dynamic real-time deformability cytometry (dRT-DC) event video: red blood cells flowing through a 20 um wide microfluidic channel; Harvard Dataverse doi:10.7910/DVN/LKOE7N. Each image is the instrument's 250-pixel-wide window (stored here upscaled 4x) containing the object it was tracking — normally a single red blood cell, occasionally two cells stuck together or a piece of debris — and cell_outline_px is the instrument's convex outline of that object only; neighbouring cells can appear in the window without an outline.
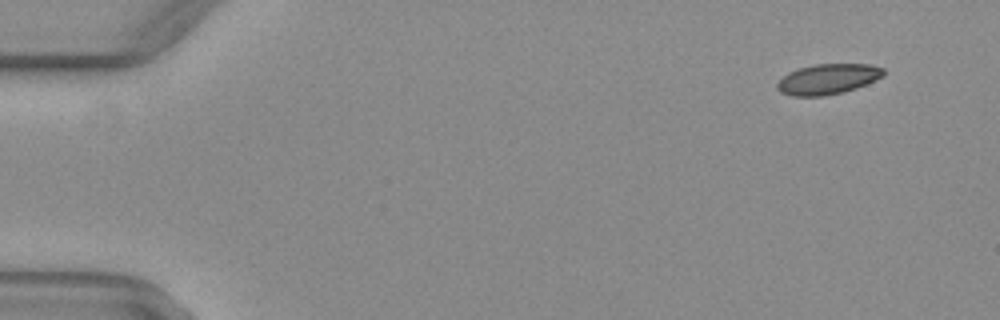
{"species": "common noctule bat (a hibernating species)", "species_latin": "Nyctalus noctula", "temperature_condition": "warm", "stored_images_in_passage": 49, "camera_frame_rate_fps": 3000, "um_per_image_px": 0.085, "animal": {"sex": "female", "body_mass_g": 29.2, "forearm_length_mm": 56.3}, "frame": {"image": 1, "passage_image": 1, "time_ms": 0.0, "image_size_px": [1000, 320], "cell_outline_px": [[884, 76], [876, 80], [856, 88], [844, 92], [824, 96], [792, 96], [780, 92], [776, 88], [776, 84], [788, 72], [812, 64], [872, 64], [884, 68]], "centroid_in_image_um": [70.38, 6.72], "position_along_channel_um": 14.6, "area_um2": 18.96}}
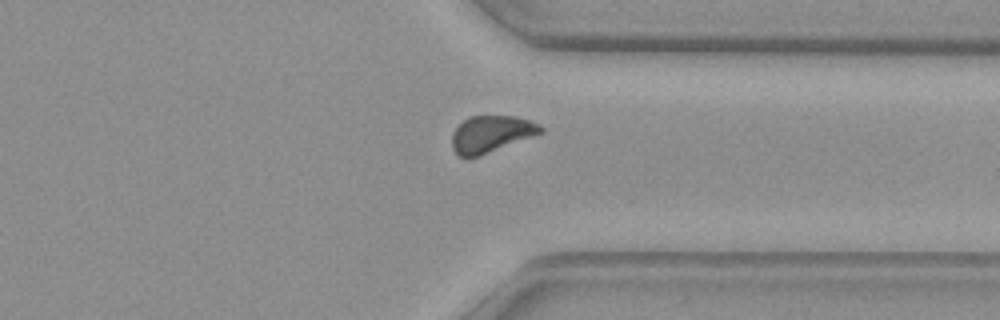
{"frame": {"image": 2, "passage_image": 37, "time_ms": 12.0, "image_size_px": [1000, 320], "cell_outline_px": [[544, 132], [480, 156], [468, 160], [460, 156], [452, 148], [452, 132], [468, 116], [516, 116], [540, 124], [544, 128]], "centroid_in_image_um": [41.74, 11.41], "position_along_channel_um": 369.7, "area_um2": 19.19}}
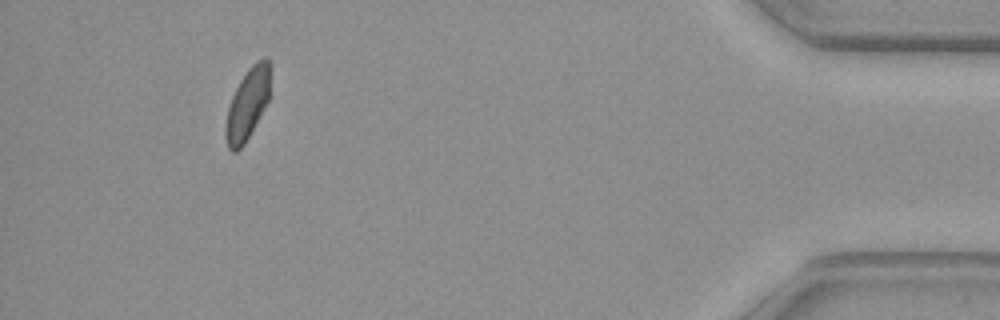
{"frame": {"image": 3, "passage_image": 45, "time_ms": 14.667, "image_size_px": [1000, 320], "cell_outline_px": [[272, 68], [268, 100], [264, 108], [244, 144], [236, 152], [232, 152], [228, 148], [224, 136], [224, 128], [228, 108], [232, 96], [240, 80], [248, 68], [256, 60], [264, 56], [268, 60]], "centroid_in_image_um": [21.04, 8.8], "position_along_channel_um": 414.2, "area_um2": 18.73}, "authors_computed_cell_mechanics": {"area_um2": 19.4208, "velocity_mm_per_s": 4.0584, "shape_relaxation_time_tau1_ms": 8.3399, "shape_relaxation_time_tau2_ms": 1.3136, "deformation_change_tau1": 0.1306, "deformation_change_tau2": 0.0316}}